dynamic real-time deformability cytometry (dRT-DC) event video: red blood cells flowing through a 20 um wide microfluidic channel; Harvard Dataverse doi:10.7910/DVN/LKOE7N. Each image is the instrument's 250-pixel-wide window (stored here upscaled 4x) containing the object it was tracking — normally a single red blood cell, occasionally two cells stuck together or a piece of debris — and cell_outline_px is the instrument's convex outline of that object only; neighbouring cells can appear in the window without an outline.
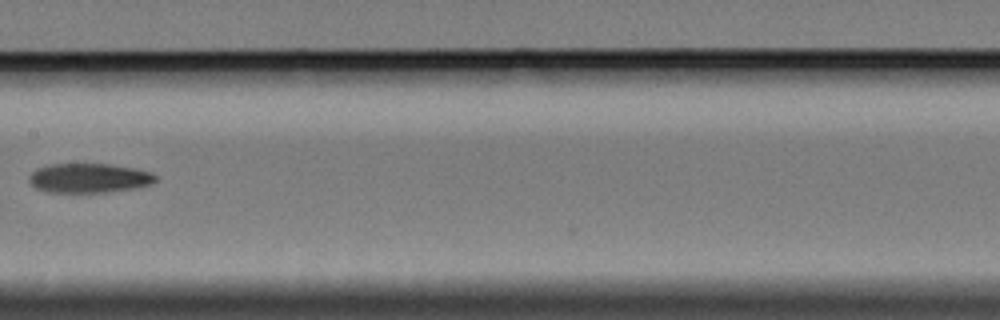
{"species": "Egyptian fruit bat (a non-hibernating species)", "species_latin": "Rousettus aegyptiacus", "temperature_condition": "cold", "stored_images_in_passage": 6, "camera_frame_rate_fps": 3000, "um_per_image_px": 0.085, "animal": {"sex": "female"}, "frame": {"image": 1, "passage_image": 6, "time_ms": 6.333, "image_size_px": [1000, 320], "cell_outline_px": [[156, 180], [152, 184], [136, 188], [104, 192], [48, 192], [36, 188], [28, 180], [28, 176], [36, 168], [52, 164], [108, 164], [136, 168], [152, 172], [156, 176]], "centroid_in_image_um": [7.58, 15.13], "position_along_channel_um": 199.8, "area_um2": 21.73}}